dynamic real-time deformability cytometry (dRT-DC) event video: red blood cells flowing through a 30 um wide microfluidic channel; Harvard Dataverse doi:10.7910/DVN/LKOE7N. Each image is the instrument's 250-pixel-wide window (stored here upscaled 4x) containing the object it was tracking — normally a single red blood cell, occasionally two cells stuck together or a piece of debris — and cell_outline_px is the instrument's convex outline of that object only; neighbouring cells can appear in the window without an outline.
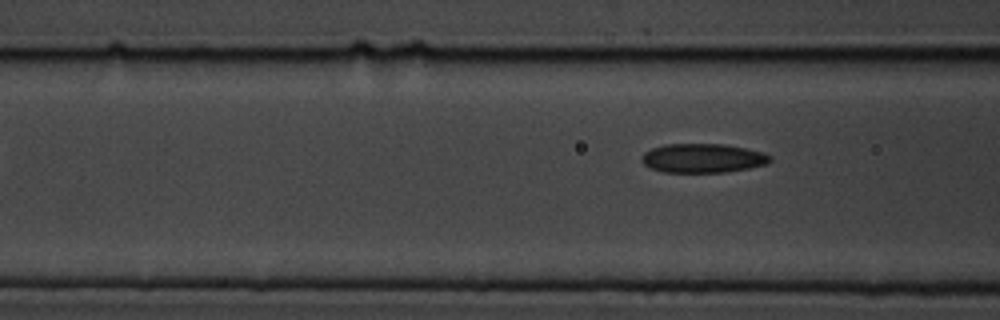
{"species": "common noctule bat (a hibernating species)", "species_latin": "Nyctalus noctula", "temperature_condition": "cold", "stored_images_in_passage": 4, "camera_frame_rate_fps": 3000, "um_per_image_px": 0.085, "animal": {"sex": "male", "body_mass_g": 19.5, "forearm_length_mm": 54.6}, "frame": {"image": 1, "passage_image": 4, "time_ms": 3.667, "image_size_px": [1000, 320], "cell_outline_px": [[772, 160], [768, 164], [748, 168], [724, 172], [664, 172], [652, 168], [644, 164], [640, 160], [640, 156], [644, 152], [652, 148], [664, 144], [724, 144], [764, 152], [772, 156]], "centroid_in_image_um": [59.74, 13.44], "position_along_channel_um": 106.9, "area_um2": 21.85}}